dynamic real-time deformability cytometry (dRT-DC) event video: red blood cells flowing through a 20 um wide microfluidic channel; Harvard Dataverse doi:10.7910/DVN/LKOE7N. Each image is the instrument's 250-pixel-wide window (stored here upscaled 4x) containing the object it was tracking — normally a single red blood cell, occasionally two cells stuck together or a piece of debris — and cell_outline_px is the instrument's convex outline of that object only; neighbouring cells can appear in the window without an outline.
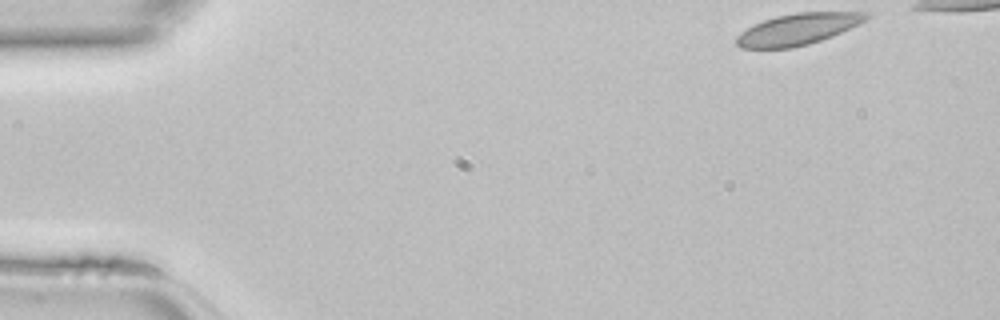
{"species": "common noctule bat (a hibernating species)", "species_latin": "Nyctalus noctula", "temperature_condition": "room temperature", "stored_images_in_passage": 9, "camera_frame_rate_fps": 3000, "um_per_image_px": 0.085, "animal": {"sex": "female", "body_mass_g": 22.7, "forearm_length_mm": 54.2}, "frame": {"image": 1, "passage_image": 1, "time_ms": 0.0, "image_size_px": [1000, 320], "cell_outline_px": [[872, 16], [832, 36], [808, 44], [792, 48], [740, 48], [736, 44], [736, 36], [740, 32], [764, 20], [776, 16], [796, 12], [872, 12]], "centroid_in_image_um": [67.8, 2.47], "position_along_channel_um": 17.2, "area_um2": 23.47}}